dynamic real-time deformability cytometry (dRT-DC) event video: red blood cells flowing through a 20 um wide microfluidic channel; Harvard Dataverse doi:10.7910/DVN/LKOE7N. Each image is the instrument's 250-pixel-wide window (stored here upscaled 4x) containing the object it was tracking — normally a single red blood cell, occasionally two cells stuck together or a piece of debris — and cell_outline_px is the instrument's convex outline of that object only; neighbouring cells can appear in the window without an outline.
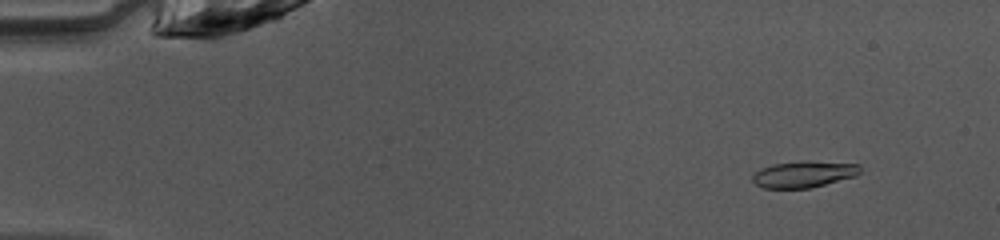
{"species": "common noctule bat (a hibernating species)", "species_latin": "Nyctalus noctula", "temperature_condition": "warm", "stored_images_in_passage": 42, "camera_frame_rate_fps": 3000, "um_per_image_px": 0.085, "animal": {"sex": "female", "body_mass_g": 10.0, "forearm_length_mm": 53.1}, "frame": {"image": 1, "passage_image": 5, "time_ms": 1.333, "image_size_px": [1000, 240], "cell_outline_px": [[860, 172], [856, 176], [808, 188], [764, 188], [756, 184], [752, 180], [752, 176], [760, 168], [776, 164], [804, 160], [860, 164]], "centroid_in_image_um": [68.33, 14.8], "position_along_channel_um": 16.7, "area_um2": 16.47}}
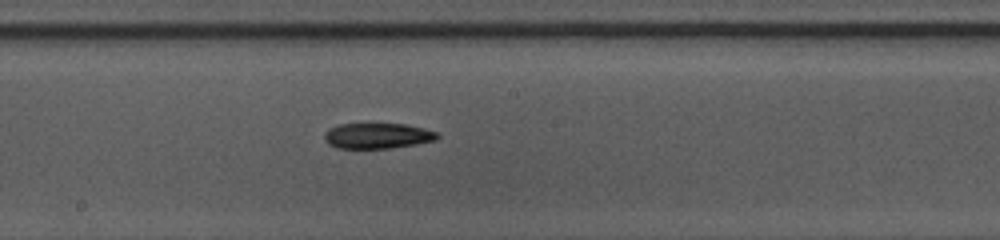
{"frame": {"image": 2, "passage_image": 27, "time_ms": 8.667, "image_size_px": [1000, 240], "cell_outline_px": [[440, 136], [436, 140], [416, 144], [388, 148], [336, 148], [328, 144], [324, 140], [324, 132], [328, 128], [340, 124], [368, 120], [404, 124], [424, 128], [440, 132]], "centroid_in_image_um": [32.05, 11.48], "position_along_channel_um": 216.1, "area_um2": 17.86}}
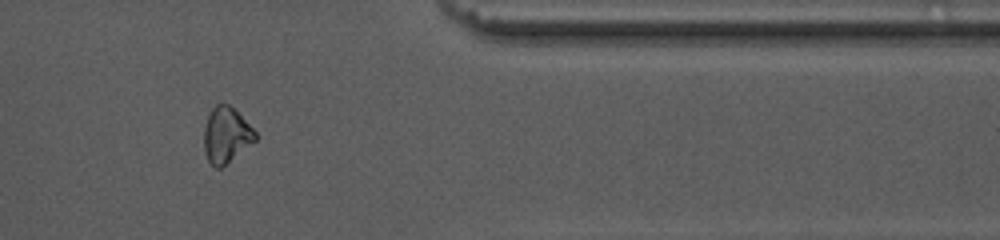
{"frame": {"image": 3, "passage_image": 41, "time_ms": 13.333, "image_size_px": [1000, 240], "cell_outline_px": [[256, 140], [220, 168], [216, 168], [208, 160], [204, 152], [204, 128], [208, 116], [212, 108], [216, 104], [228, 104], [256, 132]], "centroid_in_image_um": [19.2, 11.49], "position_along_channel_um": 392.2, "area_um2": 16.18}, "authors_computed_cell_mechanics": {"area_um2": 16.7331, "velocity_mm_per_s": 4.1013, "shape_relaxation_time_tau1_ms": 10.5367, "shape_relaxation_time_tau2_ms": null, "deformation_change_tau1": 0.2477, "deformation_change_tau2": null}}